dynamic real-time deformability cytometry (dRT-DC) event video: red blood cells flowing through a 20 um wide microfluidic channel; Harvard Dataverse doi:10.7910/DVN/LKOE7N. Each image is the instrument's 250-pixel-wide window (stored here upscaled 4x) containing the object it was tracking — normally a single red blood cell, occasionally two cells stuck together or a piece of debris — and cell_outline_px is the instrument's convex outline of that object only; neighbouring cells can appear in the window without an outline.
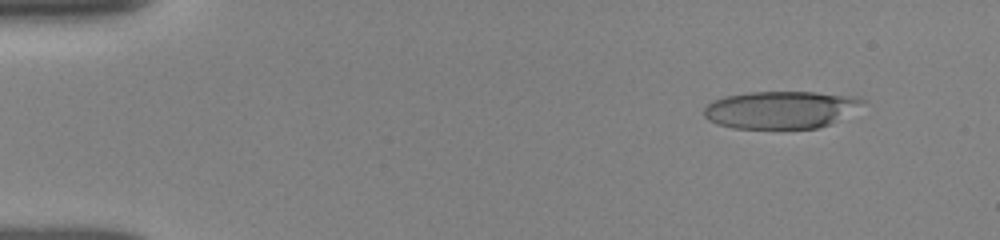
{"species": "human", "species_latin": "Homo sapiens", "temperature_condition": "room temperature", "stored_images_in_passage": 45, "camera_frame_rate_fps": 3000, "um_per_image_px": 0.085, "donor": {"sex": "female"}, "frame": {"image": 1, "passage_image": 4, "time_ms": 1.333, "image_size_px": [1000, 240], "cell_outline_px": [[864, 100], [832, 124], [820, 128], [732, 128], [708, 120], [704, 116], [704, 108], [712, 100], [724, 96], [748, 92], [816, 92], [860, 96]], "centroid_in_image_um": [66.3, 9.32], "position_along_channel_um": 18.7, "area_um2": 34.39}}
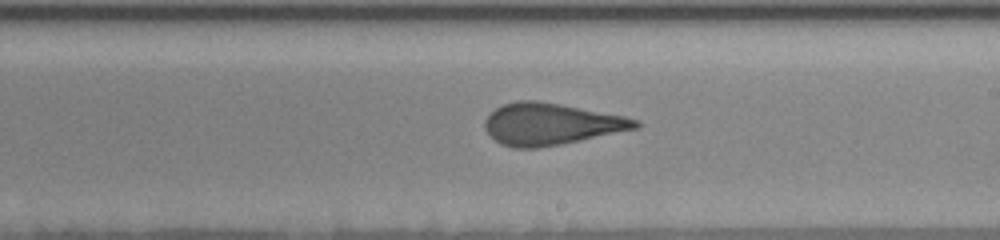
{"frame": {"image": 2, "passage_image": 26, "time_ms": 9.667, "image_size_px": [1000, 240], "cell_outline_px": [[640, 128], [540, 148], [512, 148], [500, 144], [484, 128], [484, 120], [496, 108], [504, 104], [520, 100], [536, 100], [560, 104], [624, 116], [640, 120]], "centroid_in_image_um": [46.83, 10.55], "position_along_channel_um": 242.2, "area_um2": 36.47}}
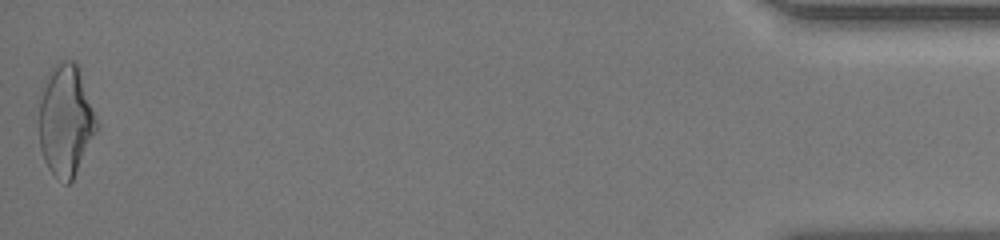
{"frame": {"image": 3, "passage_image": 45, "time_ms": 16.667, "image_size_px": [1000, 240], "cell_outline_px": [[100, 124], [72, 180], [68, 184], [64, 184], [48, 168], [44, 160], [40, 148], [40, 100], [44, 76], [56, 64], [64, 60], [76, 60], [80, 64]], "centroid_in_image_um": [5.62, 10.14], "position_along_channel_um": 429.6, "area_um2": 38.09}, "authors_computed_cell_mechanics": {"area_um2": 35.836, "velocity_mm_per_s": 3.9095, "shape_relaxation_time_tau1_ms": 4.9926, "shape_relaxation_time_tau2_ms": 1.5571, "deformation_change_tau1": 0.1993, "deformation_change_tau2": 0.1186}}